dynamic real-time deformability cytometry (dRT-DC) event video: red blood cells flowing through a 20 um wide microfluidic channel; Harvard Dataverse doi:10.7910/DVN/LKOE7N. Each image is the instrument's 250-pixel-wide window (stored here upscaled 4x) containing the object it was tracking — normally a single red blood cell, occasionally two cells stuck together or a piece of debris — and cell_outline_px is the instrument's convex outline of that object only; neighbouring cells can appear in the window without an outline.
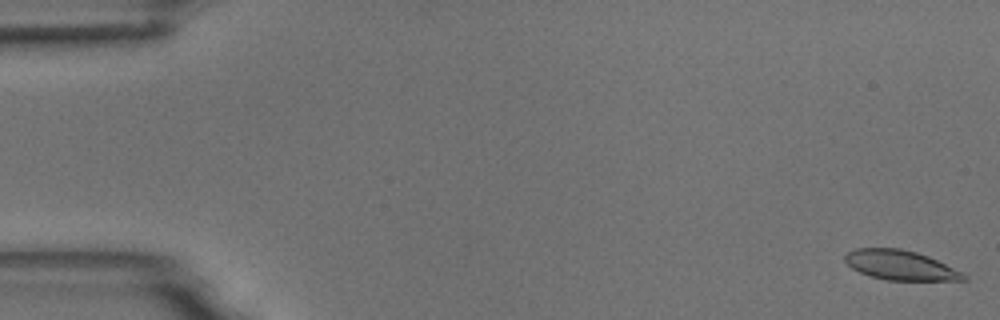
{"species": "common noctule bat (a hibernating species)", "species_latin": "Nyctalus noctula", "temperature_condition": "room temperature", "stored_images_in_passage": 13, "camera_frame_rate_fps": 3000, "um_per_image_px": 0.085, "animal": {"sex": "male", "body_mass_g": 18.8}, "frame": {"image": 1, "passage_image": 1, "time_ms": 0.0, "image_size_px": [1000, 320], "cell_outline_px": [[968, 280], [888, 280], [868, 276], [852, 268], [844, 260], [844, 256], [848, 252], [856, 248], [900, 248], [916, 252], [928, 256], [964, 272], [968, 276]], "centroid_in_image_um": [76.55, 22.54], "position_along_channel_um": 8.4, "area_um2": 20.58}}